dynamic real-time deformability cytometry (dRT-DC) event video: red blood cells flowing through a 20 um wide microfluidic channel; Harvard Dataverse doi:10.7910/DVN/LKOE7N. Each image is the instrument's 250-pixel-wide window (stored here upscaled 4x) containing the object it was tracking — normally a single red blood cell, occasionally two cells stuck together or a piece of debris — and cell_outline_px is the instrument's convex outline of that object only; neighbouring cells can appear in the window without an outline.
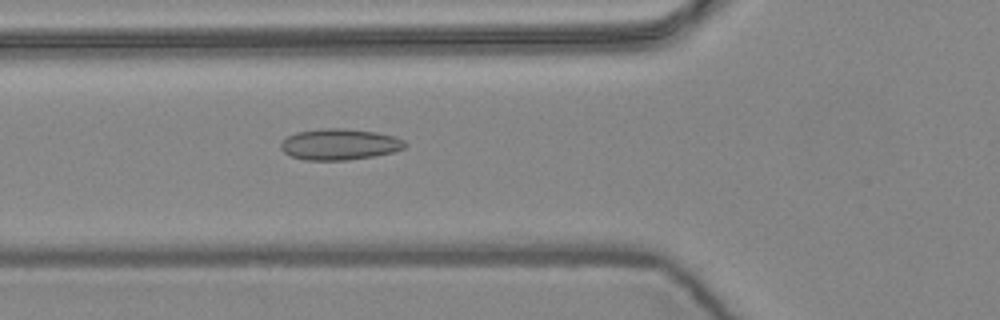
{"species": "common noctule bat (a hibernating species)", "species_latin": "Nyctalus noctula", "temperature_condition": "warm", "stored_images_in_passage": 4, "camera_frame_rate_fps": 3000, "um_per_image_px": 0.085, "animal": {"sex": "female", "body_mass_g": 24.6, "forearm_length_mm": 56.2}, "frame": {"image": 1, "passage_image": 4, "time_ms": 1.0, "image_size_px": [1000, 320], "cell_outline_px": [[408, 144], [404, 148], [392, 152], [372, 156], [348, 160], [304, 160], [292, 156], [284, 152], [280, 148], [280, 144], [288, 136], [296, 132], [320, 128], [344, 128], [376, 132], [396, 136], [404, 140]], "centroid_in_image_um": [28.87, 12.26], "position_along_channel_um": 96.9, "area_um2": 22.6}}